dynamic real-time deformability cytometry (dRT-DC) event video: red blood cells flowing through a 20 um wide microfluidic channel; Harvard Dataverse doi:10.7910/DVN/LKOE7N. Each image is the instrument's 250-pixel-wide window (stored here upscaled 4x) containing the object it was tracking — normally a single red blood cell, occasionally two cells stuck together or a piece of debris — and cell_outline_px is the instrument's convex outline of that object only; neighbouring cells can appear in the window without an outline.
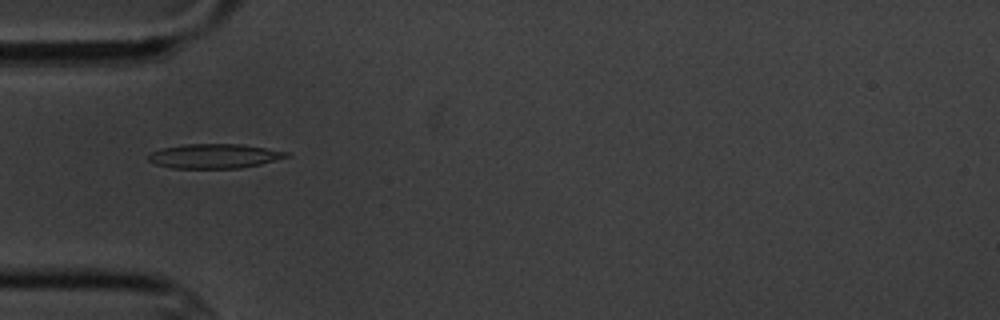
{"species": "common noctule bat (a hibernating species)", "species_latin": "Nyctalus noctula", "temperature_condition": "cold", "stored_images_in_passage": 5, "camera_frame_rate_fps": 3000, "um_per_image_px": 0.085, "animal": {"sex": "male", "body_mass_g": 20.1, "forearm_length_mm": 53.5}, "frame": {"image": 1, "passage_image": 5, "time_ms": 4.667, "image_size_px": [1000, 320], "cell_outline_px": [[292, 156], [260, 164], [240, 168], [172, 168], [156, 164], [148, 160], [148, 156], [152, 152], [160, 148], [184, 144], [240, 144], [288, 152]], "centroid_in_image_um": [18.21, 13.26], "position_along_channel_um": 66.8, "area_um2": 19.59}}